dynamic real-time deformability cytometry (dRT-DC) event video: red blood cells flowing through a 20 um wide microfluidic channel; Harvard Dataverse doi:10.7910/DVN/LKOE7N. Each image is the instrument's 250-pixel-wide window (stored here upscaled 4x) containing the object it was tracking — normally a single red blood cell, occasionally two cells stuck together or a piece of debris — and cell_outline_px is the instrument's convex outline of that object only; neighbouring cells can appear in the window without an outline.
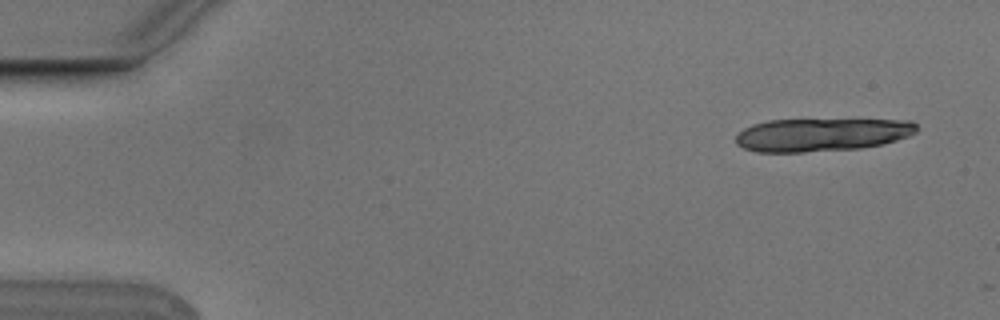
{"species": "Egyptian fruit bat (a non-hibernating species)", "species_latin": "Rousettus aegyptiacus", "temperature_condition": "cold", "stored_images_in_passage": 2, "camera_frame_rate_fps": 3000, "um_per_image_px": 0.085, "animal": {"sex": "male"}, "frame": {"image": 1, "passage_image": 1, "time_ms": 0.0, "image_size_px": [1000, 320], "cell_outline_px": [[916, 132], [908, 136], [884, 144], [860, 148], [804, 152], [756, 152], [744, 148], [736, 144], [736, 136], [744, 128], [752, 124], [768, 120], [912, 120], [916, 124]], "centroid_in_image_um": [69.82, 11.45], "position_along_channel_um": 15.2, "area_um2": 34.8}}